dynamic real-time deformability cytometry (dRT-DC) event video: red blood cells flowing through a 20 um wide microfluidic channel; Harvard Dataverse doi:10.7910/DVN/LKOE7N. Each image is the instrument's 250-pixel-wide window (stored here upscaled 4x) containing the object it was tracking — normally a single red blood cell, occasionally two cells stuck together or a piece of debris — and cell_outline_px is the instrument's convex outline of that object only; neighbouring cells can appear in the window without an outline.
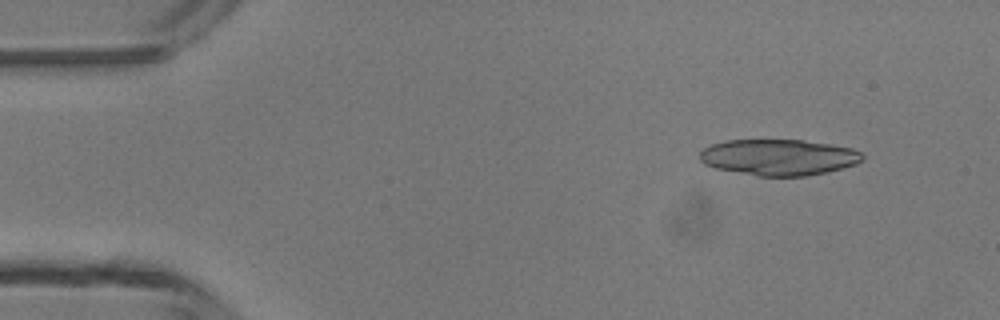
{"species": "common noctule bat (a hibernating species)", "species_latin": "Nyctalus noctula", "temperature_condition": "room temperature", "stored_images_in_passage": 5, "camera_frame_rate_fps": 3000, "um_per_image_px": 0.085, "animal": {"sex": "male", "body_mass_g": 13.3}, "frame": {"image": 1, "passage_image": 2, "time_ms": 1.333, "image_size_px": [1000, 320], "cell_outline_px": [[864, 156], [856, 164], [828, 172], [808, 176], [756, 176], [716, 168], [704, 164], [700, 160], [700, 152], [704, 148], [712, 144], [724, 140], [804, 140], [832, 144], [852, 148], [860, 152]], "centroid_in_image_um": [66.19, 13.37], "position_along_channel_um": 18.8, "area_um2": 34.33}}